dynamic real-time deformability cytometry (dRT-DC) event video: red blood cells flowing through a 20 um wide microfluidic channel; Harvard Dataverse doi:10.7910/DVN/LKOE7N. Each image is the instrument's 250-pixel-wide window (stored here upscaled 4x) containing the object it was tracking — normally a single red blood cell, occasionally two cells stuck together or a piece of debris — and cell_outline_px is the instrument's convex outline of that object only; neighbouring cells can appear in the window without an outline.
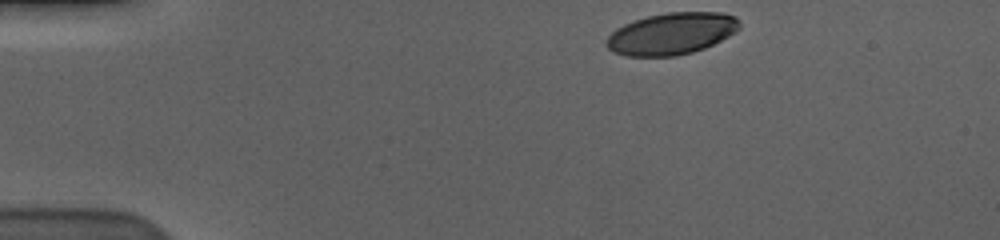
{"species": "human", "species_latin": "Homo sapiens", "temperature_condition": "cold", "stored_images_in_passage": 18, "camera_frame_rate_fps": 3000, "um_per_image_px": 0.085, "donor": {"sex": "male"}, "frame": {"image": 1, "passage_image": 1, "time_ms": 0.0, "image_size_px": [1000, 240], "cell_outline_px": [[740, 28], [728, 36], [704, 48], [692, 52], [676, 56], [628, 56], [612, 52], [608, 48], [608, 36], [616, 28], [624, 24], [648, 16], [668, 12], [720, 12], [736, 16], [740, 20]], "centroid_in_image_um": [57.1, 2.85], "position_along_channel_um": 27.9, "area_um2": 32.25}}
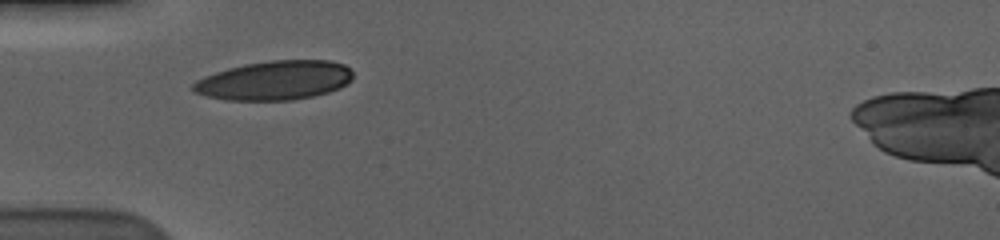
{"frame": {"image": 2, "passage_image": 10, "time_ms": 3.0, "image_size_px": [1000, 240], "cell_outline_px": [[352, 80], [348, 84], [340, 88], [328, 92], [312, 96], [292, 100], [224, 100], [192, 92], [192, 84], [196, 80], [204, 76], [228, 68], [244, 64], [272, 60], [332, 60], [344, 64], [352, 72]], "centroid_in_image_um": [23.35, 6.83], "position_along_channel_um": 61.7, "area_um2": 36.65}}
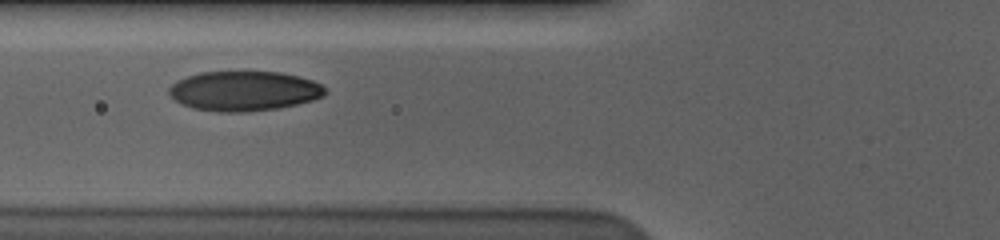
{"frame": {"image": 3, "passage_image": 14, "time_ms": 4.333, "image_size_px": [1000, 240], "cell_outline_px": [[324, 96], [312, 100], [296, 104], [276, 108], [248, 112], [216, 112], [192, 108], [176, 100], [168, 92], [168, 88], [176, 80], [200, 72], [280, 72], [312, 80], [320, 84], [324, 88]], "centroid_in_image_um": [20.71, 7.74], "position_along_channel_um": 105.1, "area_um2": 35.95}}